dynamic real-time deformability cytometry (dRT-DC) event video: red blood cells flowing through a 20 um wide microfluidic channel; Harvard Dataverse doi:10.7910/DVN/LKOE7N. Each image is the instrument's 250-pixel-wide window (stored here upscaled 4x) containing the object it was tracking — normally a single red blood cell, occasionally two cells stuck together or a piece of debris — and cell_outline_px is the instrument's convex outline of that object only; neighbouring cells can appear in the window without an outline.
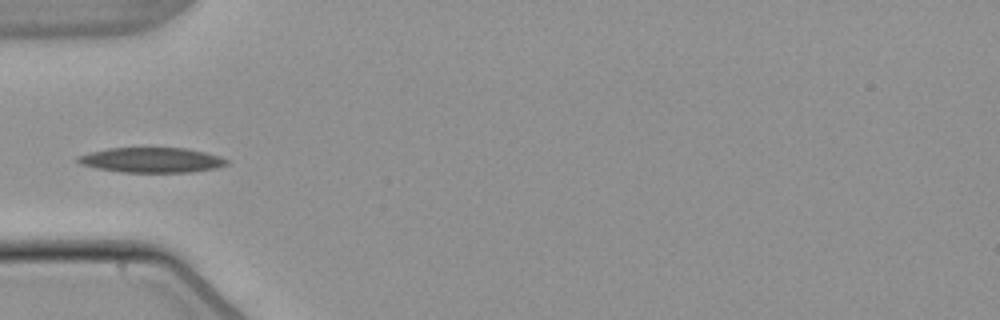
{"species": "common noctule bat (a hibernating species)", "species_latin": "Nyctalus noctula", "temperature_condition": "warm", "stored_images_in_passage": 1, "camera_frame_rate_fps": 3000, "um_per_image_px": 0.085, "animal": {"sex": "male", "body_mass_g": 21.5, "forearm_length_mm": 52.0}, "frame": {"image": 1, "passage_image": 1, "time_ms": 0.0, "image_size_px": [1000, 320], "cell_outline_px": [[228, 164], [216, 168], [192, 172], [120, 172], [96, 168], [80, 164], [76, 160], [76, 156], [88, 152], [108, 148], [188, 148], [204, 152], [228, 160]], "centroid_in_image_um": [12.83, 13.6], "position_along_channel_um": 72.2, "area_um2": 21.73}}